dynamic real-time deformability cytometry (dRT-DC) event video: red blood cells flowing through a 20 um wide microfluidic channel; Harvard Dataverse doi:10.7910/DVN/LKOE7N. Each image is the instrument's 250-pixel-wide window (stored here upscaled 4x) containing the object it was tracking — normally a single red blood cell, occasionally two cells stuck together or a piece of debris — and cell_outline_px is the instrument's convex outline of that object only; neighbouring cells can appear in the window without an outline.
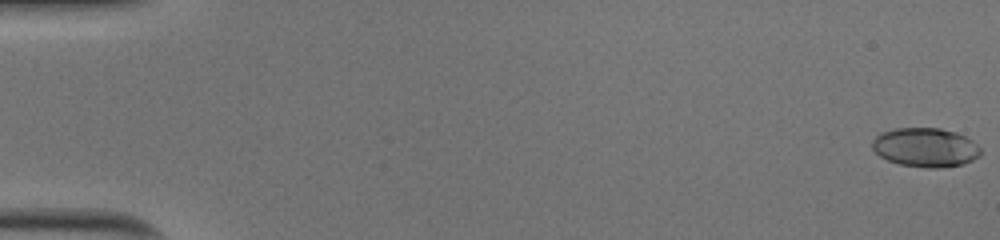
{"species": "human", "species_latin": "Homo sapiens", "temperature_condition": "cold", "stored_images_in_passage": 52, "camera_frame_rate_fps": 3000, "um_per_image_px": 0.085, "donor": {"sex": "male"}, "frame": {"image": 1, "passage_image": 1, "time_ms": 0.0, "image_size_px": [1000, 240], "cell_outline_px": [[980, 156], [972, 160], [960, 164], [936, 168], [928, 168], [900, 164], [888, 160], [880, 156], [872, 148], [872, 140], [880, 132], [896, 128], [940, 128], [956, 132], [972, 140], [980, 148]], "centroid_in_image_um": [78.64, 12.52], "position_along_channel_um": 6.4, "area_um2": 24.57}}
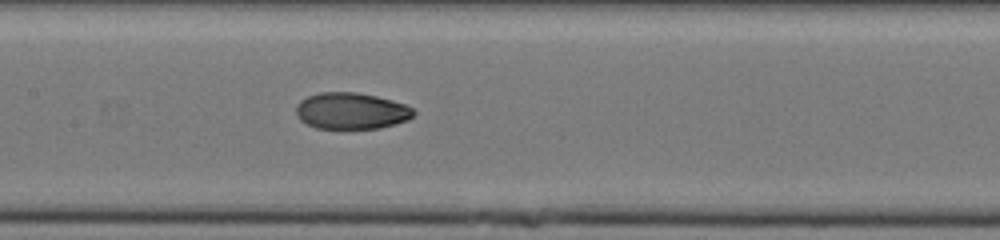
{"frame": {"image": 2, "passage_image": 27, "time_ms": 8.667, "image_size_px": [1000, 240], "cell_outline_px": [[416, 112], [408, 120], [396, 124], [380, 128], [316, 128], [300, 120], [296, 116], [296, 104], [300, 100], [308, 96], [320, 92], [356, 92], [376, 96], [392, 100], [404, 104], [412, 108]], "centroid_in_image_um": [29.85, 9.42], "position_along_channel_um": 177.6, "area_um2": 25.03}}
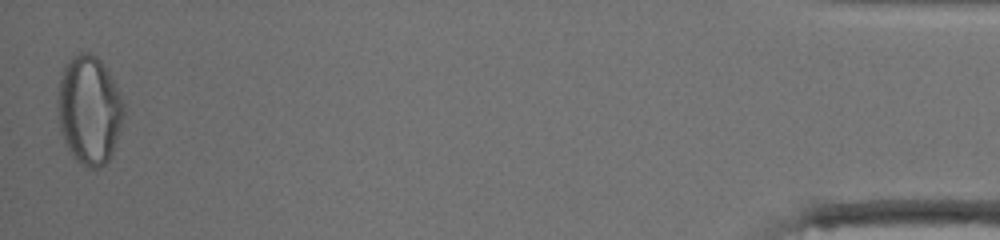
{"frame": {"image": 3, "passage_image": 52, "time_ms": 17.0, "image_size_px": [1000, 240], "cell_outline_px": [[124, 116], [112, 152], [108, 160], [104, 164], [96, 168], [88, 168], [76, 160], [72, 156], [64, 140], [60, 128], [56, 108], [56, 100], [60, 80], [64, 64], [72, 56], [80, 52], [88, 52], [96, 56], [108, 68], [124, 104]], "centroid_in_image_um": [7.56, 9.31], "position_along_channel_um": 427.6, "area_um2": 42.02}, "authors_computed_cell_mechanics": {"area_um2": 25.2586, "velocity_mm_per_s": 4.0277, "shape_relaxation_time_tau1_ms": null, "shape_relaxation_time_tau2_ms": 1.6731, "deformation_change_tau1": null, "deformation_change_tau2": 0.0539}}